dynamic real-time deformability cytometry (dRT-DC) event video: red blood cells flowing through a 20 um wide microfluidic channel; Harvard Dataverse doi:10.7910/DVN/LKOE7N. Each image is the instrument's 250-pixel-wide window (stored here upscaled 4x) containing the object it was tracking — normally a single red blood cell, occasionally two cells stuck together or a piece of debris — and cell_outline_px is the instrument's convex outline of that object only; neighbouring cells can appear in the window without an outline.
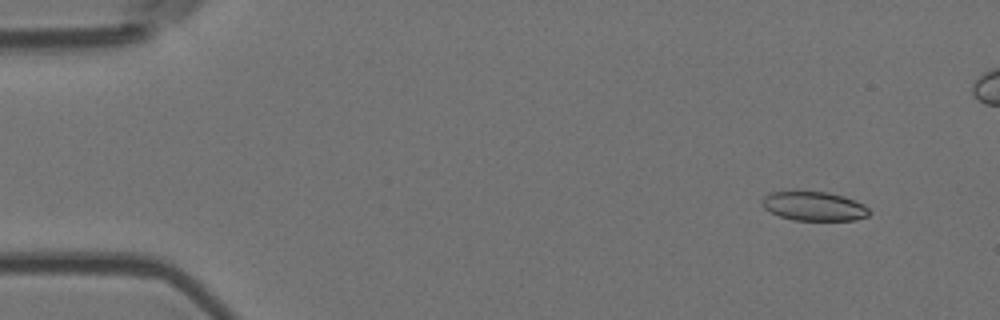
{"species": "Egyptian fruit bat (a non-hibernating species)", "species_latin": "Rousettus aegyptiacus", "temperature_condition": "room temperature", "stored_images_in_passage": 7, "camera_frame_rate_fps": 3000, "um_per_image_px": 0.085, "animal": {"sex": "female"}, "frame": {"image": 1, "passage_image": 2, "time_ms": 0.333, "image_size_px": [1000, 320], "cell_outline_px": [[872, 212], [868, 216], [856, 220], [792, 220], [780, 216], [764, 208], [760, 204], [760, 200], [768, 192], [796, 188], [828, 192], [844, 196], [864, 204]], "centroid_in_image_um": [69.13, 17.47], "position_along_channel_um": 15.9, "area_um2": 19.13}}
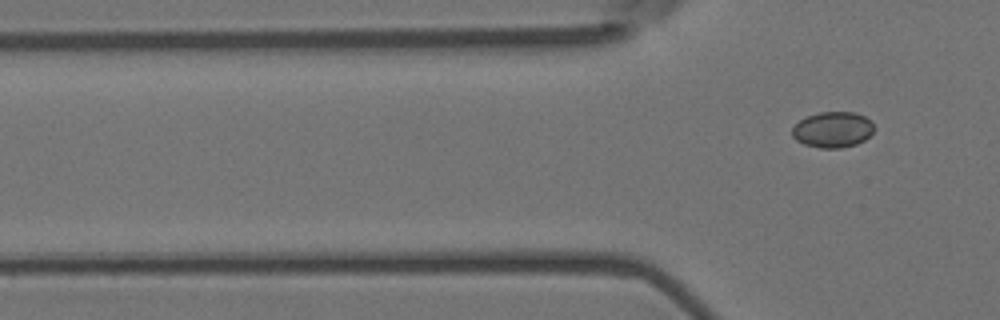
{"frame": {"image": 2, "passage_image": 7, "time_ms": 2.0, "image_size_px": [1000, 320], "cell_outline_px": [[876, 128], [864, 140], [856, 144], [840, 148], [820, 148], [804, 144], [796, 140], [792, 136], [792, 128], [800, 120], [808, 116], [820, 112], [856, 112], [872, 120]], "centroid_in_image_um": [70.81, 11.01], "position_along_channel_um": 55.0, "area_um2": 17.17}}